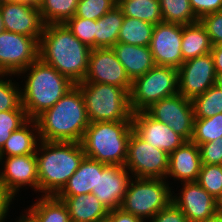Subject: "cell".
Returning <instances> with one entry per match:
<instances>
[{
  "label": "cell",
  "instance_id": "cell-42",
  "mask_svg": "<svg viewBox=\"0 0 222 222\" xmlns=\"http://www.w3.org/2000/svg\"><path fill=\"white\" fill-rule=\"evenodd\" d=\"M189 2L198 20L205 15L222 11V0H189Z\"/></svg>",
  "mask_w": 222,
  "mask_h": 222
},
{
  "label": "cell",
  "instance_id": "cell-50",
  "mask_svg": "<svg viewBox=\"0 0 222 222\" xmlns=\"http://www.w3.org/2000/svg\"><path fill=\"white\" fill-rule=\"evenodd\" d=\"M21 1L28 2L37 6L41 0H21Z\"/></svg>",
  "mask_w": 222,
  "mask_h": 222
},
{
  "label": "cell",
  "instance_id": "cell-38",
  "mask_svg": "<svg viewBox=\"0 0 222 222\" xmlns=\"http://www.w3.org/2000/svg\"><path fill=\"white\" fill-rule=\"evenodd\" d=\"M73 35L89 48H95L96 20L76 17L75 15L66 23Z\"/></svg>",
  "mask_w": 222,
  "mask_h": 222
},
{
  "label": "cell",
  "instance_id": "cell-24",
  "mask_svg": "<svg viewBox=\"0 0 222 222\" xmlns=\"http://www.w3.org/2000/svg\"><path fill=\"white\" fill-rule=\"evenodd\" d=\"M39 142L37 122L29 119L18 130L11 133V136L0 150V157L35 154Z\"/></svg>",
  "mask_w": 222,
  "mask_h": 222
},
{
  "label": "cell",
  "instance_id": "cell-2",
  "mask_svg": "<svg viewBox=\"0 0 222 222\" xmlns=\"http://www.w3.org/2000/svg\"><path fill=\"white\" fill-rule=\"evenodd\" d=\"M35 120L42 141L81 143L90 125L85 101L77 85Z\"/></svg>",
  "mask_w": 222,
  "mask_h": 222
},
{
  "label": "cell",
  "instance_id": "cell-23",
  "mask_svg": "<svg viewBox=\"0 0 222 222\" xmlns=\"http://www.w3.org/2000/svg\"><path fill=\"white\" fill-rule=\"evenodd\" d=\"M105 163L84 157L78 169L56 196H76L90 194L96 188L98 173H102Z\"/></svg>",
  "mask_w": 222,
  "mask_h": 222
},
{
  "label": "cell",
  "instance_id": "cell-21",
  "mask_svg": "<svg viewBox=\"0 0 222 222\" xmlns=\"http://www.w3.org/2000/svg\"><path fill=\"white\" fill-rule=\"evenodd\" d=\"M112 49L131 81L144 75L156 65L149 46L117 42Z\"/></svg>",
  "mask_w": 222,
  "mask_h": 222
},
{
  "label": "cell",
  "instance_id": "cell-12",
  "mask_svg": "<svg viewBox=\"0 0 222 222\" xmlns=\"http://www.w3.org/2000/svg\"><path fill=\"white\" fill-rule=\"evenodd\" d=\"M5 159V160H4ZM0 188L13 199L20 188L29 186L39 192L37 158L35 154L0 157ZM23 186V187H22Z\"/></svg>",
  "mask_w": 222,
  "mask_h": 222
},
{
  "label": "cell",
  "instance_id": "cell-25",
  "mask_svg": "<svg viewBox=\"0 0 222 222\" xmlns=\"http://www.w3.org/2000/svg\"><path fill=\"white\" fill-rule=\"evenodd\" d=\"M212 46L210 37L200 21L182 25L181 51L183 62L209 54Z\"/></svg>",
  "mask_w": 222,
  "mask_h": 222
},
{
  "label": "cell",
  "instance_id": "cell-13",
  "mask_svg": "<svg viewBox=\"0 0 222 222\" xmlns=\"http://www.w3.org/2000/svg\"><path fill=\"white\" fill-rule=\"evenodd\" d=\"M211 53L184 61L178 68L179 94L193 100L216 83Z\"/></svg>",
  "mask_w": 222,
  "mask_h": 222
},
{
  "label": "cell",
  "instance_id": "cell-36",
  "mask_svg": "<svg viewBox=\"0 0 222 222\" xmlns=\"http://www.w3.org/2000/svg\"><path fill=\"white\" fill-rule=\"evenodd\" d=\"M197 183L217 198L222 192V165H202Z\"/></svg>",
  "mask_w": 222,
  "mask_h": 222
},
{
  "label": "cell",
  "instance_id": "cell-43",
  "mask_svg": "<svg viewBox=\"0 0 222 222\" xmlns=\"http://www.w3.org/2000/svg\"><path fill=\"white\" fill-rule=\"evenodd\" d=\"M106 220L108 222H143L139 217L125 212L121 208L110 210Z\"/></svg>",
  "mask_w": 222,
  "mask_h": 222
},
{
  "label": "cell",
  "instance_id": "cell-45",
  "mask_svg": "<svg viewBox=\"0 0 222 222\" xmlns=\"http://www.w3.org/2000/svg\"><path fill=\"white\" fill-rule=\"evenodd\" d=\"M211 55L216 73H222V45L212 46Z\"/></svg>",
  "mask_w": 222,
  "mask_h": 222
},
{
  "label": "cell",
  "instance_id": "cell-27",
  "mask_svg": "<svg viewBox=\"0 0 222 222\" xmlns=\"http://www.w3.org/2000/svg\"><path fill=\"white\" fill-rule=\"evenodd\" d=\"M27 210L38 222H72L66 205L56 196L37 198Z\"/></svg>",
  "mask_w": 222,
  "mask_h": 222
},
{
  "label": "cell",
  "instance_id": "cell-33",
  "mask_svg": "<svg viewBox=\"0 0 222 222\" xmlns=\"http://www.w3.org/2000/svg\"><path fill=\"white\" fill-rule=\"evenodd\" d=\"M222 137V113L210 118L194 119L191 141L197 146Z\"/></svg>",
  "mask_w": 222,
  "mask_h": 222
},
{
  "label": "cell",
  "instance_id": "cell-35",
  "mask_svg": "<svg viewBox=\"0 0 222 222\" xmlns=\"http://www.w3.org/2000/svg\"><path fill=\"white\" fill-rule=\"evenodd\" d=\"M28 120L25 110H8L0 112V150L11 136V133L18 130Z\"/></svg>",
  "mask_w": 222,
  "mask_h": 222
},
{
  "label": "cell",
  "instance_id": "cell-18",
  "mask_svg": "<svg viewBox=\"0 0 222 222\" xmlns=\"http://www.w3.org/2000/svg\"><path fill=\"white\" fill-rule=\"evenodd\" d=\"M181 185V192L172 195V202L186 215L188 222H205L216 214L215 198L197 182Z\"/></svg>",
  "mask_w": 222,
  "mask_h": 222
},
{
  "label": "cell",
  "instance_id": "cell-11",
  "mask_svg": "<svg viewBox=\"0 0 222 222\" xmlns=\"http://www.w3.org/2000/svg\"><path fill=\"white\" fill-rule=\"evenodd\" d=\"M145 111L158 122L167 124L185 141H191L194 127L192 100L176 94L153 103Z\"/></svg>",
  "mask_w": 222,
  "mask_h": 222
},
{
  "label": "cell",
  "instance_id": "cell-1",
  "mask_svg": "<svg viewBox=\"0 0 222 222\" xmlns=\"http://www.w3.org/2000/svg\"><path fill=\"white\" fill-rule=\"evenodd\" d=\"M91 48L64 24H46L39 40V58L75 85L83 82Z\"/></svg>",
  "mask_w": 222,
  "mask_h": 222
},
{
  "label": "cell",
  "instance_id": "cell-31",
  "mask_svg": "<svg viewBox=\"0 0 222 222\" xmlns=\"http://www.w3.org/2000/svg\"><path fill=\"white\" fill-rule=\"evenodd\" d=\"M194 119L210 118L222 113V89L211 86L202 95L192 100Z\"/></svg>",
  "mask_w": 222,
  "mask_h": 222
},
{
  "label": "cell",
  "instance_id": "cell-19",
  "mask_svg": "<svg viewBox=\"0 0 222 222\" xmlns=\"http://www.w3.org/2000/svg\"><path fill=\"white\" fill-rule=\"evenodd\" d=\"M131 178L125 166L106 164L102 173H98L96 188H93L91 193L109 211L120 208Z\"/></svg>",
  "mask_w": 222,
  "mask_h": 222
},
{
  "label": "cell",
  "instance_id": "cell-10",
  "mask_svg": "<svg viewBox=\"0 0 222 222\" xmlns=\"http://www.w3.org/2000/svg\"><path fill=\"white\" fill-rule=\"evenodd\" d=\"M39 58V40L9 31L0 33V74L18 75Z\"/></svg>",
  "mask_w": 222,
  "mask_h": 222
},
{
  "label": "cell",
  "instance_id": "cell-46",
  "mask_svg": "<svg viewBox=\"0 0 222 222\" xmlns=\"http://www.w3.org/2000/svg\"><path fill=\"white\" fill-rule=\"evenodd\" d=\"M25 214L20 215L16 222H38L37 219L26 209Z\"/></svg>",
  "mask_w": 222,
  "mask_h": 222
},
{
  "label": "cell",
  "instance_id": "cell-28",
  "mask_svg": "<svg viewBox=\"0 0 222 222\" xmlns=\"http://www.w3.org/2000/svg\"><path fill=\"white\" fill-rule=\"evenodd\" d=\"M126 17L137 18L153 25L163 22L159 0H117Z\"/></svg>",
  "mask_w": 222,
  "mask_h": 222
},
{
  "label": "cell",
  "instance_id": "cell-9",
  "mask_svg": "<svg viewBox=\"0 0 222 222\" xmlns=\"http://www.w3.org/2000/svg\"><path fill=\"white\" fill-rule=\"evenodd\" d=\"M169 155L149 145L132 131L125 167L134 178L166 179Z\"/></svg>",
  "mask_w": 222,
  "mask_h": 222
},
{
  "label": "cell",
  "instance_id": "cell-7",
  "mask_svg": "<svg viewBox=\"0 0 222 222\" xmlns=\"http://www.w3.org/2000/svg\"><path fill=\"white\" fill-rule=\"evenodd\" d=\"M166 179L131 178L120 208L143 222L153 218L172 202L170 183ZM173 192V193H172Z\"/></svg>",
  "mask_w": 222,
  "mask_h": 222
},
{
  "label": "cell",
  "instance_id": "cell-32",
  "mask_svg": "<svg viewBox=\"0 0 222 222\" xmlns=\"http://www.w3.org/2000/svg\"><path fill=\"white\" fill-rule=\"evenodd\" d=\"M163 22L182 25L198 22L189 0H159Z\"/></svg>",
  "mask_w": 222,
  "mask_h": 222
},
{
  "label": "cell",
  "instance_id": "cell-48",
  "mask_svg": "<svg viewBox=\"0 0 222 222\" xmlns=\"http://www.w3.org/2000/svg\"><path fill=\"white\" fill-rule=\"evenodd\" d=\"M205 222H222V216L215 214L211 218H208Z\"/></svg>",
  "mask_w": 222,
  "mask_h": 222
},
{
  "label": "cell",
  "instance_id": "cell-16",
  "mask_svg": "<svg viewBox=\"0 0 222 222\" xmlns=\"http://www.w3.org/2000/svg\"><path fill=\"white\" fill-rule=\"evenodd\" d=\"M0 13L5 31L40 40L45 24L36 5L23 1L1 3Z\"/></svg>",
  "mask_w": 222,
  "mask_h": 222
},
{
  "label": "cell",
  "instance_id": "cell-15",
  "mask_svg": "<svg viewBox=\"0 0 222 222\" xmlns=\"http://www.w3.org/2000/svg\"><path fill=\"white\" fill-rule=\"evenodd\" d=\"M181 42L182 24L157 23L149 45L155 64L178 69L183 63Z\"/></svg>",
  "mask_w": 222,
  "mask_h": 222
},
{
  "label": "cell",
  "instance_id": "cell-22",
  "mask_svg": "<svg viewBox=\"0 0 222 222\" xmlns=\"http://www.w3.org/2000/svg\"><path fill=\"white\" fill-rule=\"evenodd\" d=\"M66 205L72 222H101L109 210L92 193L76 196H56Z\"/></svg>",
  "mask_w": 222,
  "mask_h": 222
},
{
  "label": "cell",
  "instance_id": "cell-8",
  "mask_svg": "<svg viewBox=\"0 0 222 222\" xmlns=\"http://www.w3.org/2000/svg\"><path fill=\"white\" fill-rule=\"evenodd\" d=\"M179 94L178 69L155 65L132 81L130 107L132 112L145 111L153 103Z\"/></svg>",
  "mask_w": 222,
  "mask_h": 222
},
{
  "label": "cell",
  "instance_id": "cell-29",
  "mask_svg": "<svg viewBox=\"0 0 222 222\" xmlns=\"http://www.w3.org/2000/svg\"><path fill=\"white\" fill-rule=\"evenodd\" d=\"M154 26L155 25L149 22L124 16L117 42L138 46H149Z\"/></svg>",
  "mask_w": 222,
  "mask_h": 222
},
{
  "label": "cell",
  "instance_id": "cell-17",
  "mask_svg": "<svg viewBox=\"0 0 222 222\" xmlns=\"http://www.w3.org/2000/svg\"><path fill=\"white\" fill-rule=\"evenodd\" d=\"M132 126L133 131L141 139L149 145L165 151L168 155L186 142L167 124L158 122L146 111H137L132 114Z\"/></svg>",
  "mask_w": 222,
  "mask_h": 222
},
{
  "label": "cell",
  "instance_id": "cell-3",
  "mask_svg": "<svg viewBox=\"0 0 222 222\" xmlns=\"http://www.w3.org/2000/svg\"><path fill=\"white\" fill-rule=\"evenodd\" d=\"M84 157L81 143L40 140L36 149L39 192L43 196H56Z\"/></svg>",
  "mask_w": 222,
  "mask_h": 222
},
{
  "label": "cell",
  "instance_id": "cell-6",
  "mask_svg": "<svg viewBox=\"0 0 222 222\" xmlns=\"http://www.w3.org/2000/svg\"><path fill=\"white\" fill-rule=\"evenodd\" d=\"M76 85L83 95L90 123L132 121L130 97L124 88L84 81Z\"/></svg>",
  "mask_w": 222,
  "mask_h": 222
},
{
  "label": "cell",
  "instance_id": "cell-52",
  "mask_svg": "<svg viewBox=\"0 0 222 222\" xmlns=\"http://www.w3.org/2000/svg\"><path fill=\"white\" fill-rule=\"evenodd\" d=\"M21 0H2V3H8V2H17Z\"/></svg>",
  "mask_w": 222,
  "mask_h": 222
},
{
  "label": "cell",
  "instance_id": "cell-30",
  "mask_svg": "<svg viewBox=\"0 0 222 222\" xmlns=\"http://www.w3.org/2000/svg\"><path fill=\"white\" fill-rule=\"evenodd\" d=\"M79 0H41L37 5L43 23L64 24L71 19Z\"/></svg>",
  "mask_w": 222,
  "mask_h": 222
},
{
  "label": "cell",
  "instance_id": "cell-37",
  "mask_svg": "<svg viewBox=\"0 0 222 222\" xmlns=\"http://www.w3.org/2000/svg\"><path fill=\"white\" fill-rule=\"evenodd\" d=\"M117 5V0H79L75 16L98 20Z\"/></svg>",
  "mask_w": 222,
  "mask_h": 222
},
{
  "label": "cell",
  "instance_id": "cell-4",
  "mask_svg": "<svg viewBox=\"0 0 222 222\" xmlns=\"http://www.w3.org/2000/svg\"><path fill=\"white\" fill-rule=\"evenodd\" d=\"M19 75H24L22 78L26 79L23 89L21 88V103L28 119L32 120L50 109L75 85L40 58L17 76Z\"/></svg>",
  "mask_w": 222,
  "mask_h": 222
},
{
  "label": "cell",
  "instance_id": "cell-5",
  "mask_svg": "<svg viewBox=\"0 0 222 222\" xmlns=\"http://www.w3.org/2000/svg\"><path fill=\"white\" fill-rule=\"evenodd\" d=\"M132 131V121L90 123L81 141L85 157L107 165L124 166Z\"/></svg>",
  "mask_w": 222,
  "mask_h": 222
},
{
  "label": "cell",
  "instance_id": "cell-40",
  "mask_svg": "<svg viewBox=\"0 0 222 222\" xmlns=\"http://www.w3.org/2000/svg\"><path fill=\"white\" fill-rule=\"evenodd\" d=\"M202 165H222V137L198 146Z\"/></svg>",
  "mask_w": 222,
  "mask_h": 222
},
{
  "label": "cell",
  "instance_id": "cell-39",
  "mask_svg": "<svg viewBox=\"0 0 222 222\" xmlns=\"http://www.w3.org/2000/svg\"><path fill=\"white\" fill-rule=\"evenodd\" d=\"M213 46L222 45V11L205 15L199 19Z\"/></svg>",
  "mask_w": 222,
  "mask_h": 222
},
{
  "label": "cell",
  "instance_id": "cell-14",
  "mask_svg": "<svg viewBox=\"0 0 222 222\" xmlns=\"http://www.w3.org/2000/svg\"><path fill=\"white\" fill-rule=\"evenodd\" d=\"M84 82L110 84L131 91L132 81L112 48L91 50Z\"/></svg>",
  "mask_w": 222,
  "mask_h": 222
},
{
  "label": "cell",
  "instance_id": "cell-44",
  "mask_svg": "<svg viewBox=\"0 0 222 222\" xmlns=\"http://www.w3.org/2000/svg\"><path fill=\"white\" fill-rule=\"evenodd\" d=\"M13 200L7 192L0 188V222H5Z\"/></svg>",
  "mask_w": 222,
  "mask_h": 222
},
{
  "label": "cell",
  "instance_id": "cell-47",
  "mask_svg": "<svg viewBox=\"0 0 222 222\" xmlns=\"http://www.w3.org/2000/svg\"><path fill=\"white\" fill-rule=\"evenodd\" d=\"M215 202H216V214L222 216V192L217 198H215Z\"/></svg>",
  "mask_w": 222,
  "mask_h": 222
},
{
  "label": "cell",
  "instance_id": "cell-26",
  "mask_svg": "<svg viewBox=\"0 0 222 222\" xmlns=\"http://www.w3.org/2000/svg\"><path fill=\"white\" fill-rule=\"evenodd\" d=\"M123 21L124 15L117 5L96 20L95 48H112L117 43Z\"/></svg>",
  "mask_w": 222,
  "mask_h": 222
},
{
  "label": "cell",
  "instance_id": "cell-34",
  "mask_svg": "<svg viewBox=\"0 0 222 222\" xmlns=\"http://www.w3.org/2000/svg\"><path fill=\"white\" fill-rule=\"evenodd\" d=\"M11 74H0V112L8 110H25L21 103V87L12 82ZM6 77V78H5Z\"/></svg>",
  "mask_w": 222,
  "mask_h": 222
},
{
  "label": "cell",
  "instance_id": "cell-51",
  "mask_svg": "<svg viewBox=\"0 0 222 222\" xmlns=\"http://www.w3.org/2000/svg\"><path fill=\"white\" fill-rule=\"evenodd\" d=\"M4 30H5V28H4V23H3L2 16H1V13H0V33H1L2 31H4Z\"/></svg>",
  "mask_w": 222,
  "mask_h": 222
},
{
  "label": "cell",
  "instance_id": "cell-20",
  "mask_svg": "<svg viewBox=\"0 0 222 222\" xmlns=\"http://www.w3.org/2000/svg\"><path fill=\"white\" fill-rule=\"evenodd\" d=\"M202 161L199 147L192 141L184 142L169 155L167 178L183 182H197Z\"/></svg>",
  "mask_w": 222,
  "mask_h": 222
},
{
  "label": "cell",
  "instance_id": "cell-49",
  "mask_svg": "<svg viewBox=\"0 0 222 222\" xmlns=\"http://www.w3.org/2000/svg\"><path fill=\"white\" fill-rule=\"evenodd\" d=\"M216 83L215 85H217L219 88L222 89V73H216Z\"/></svg>",
  "mask_w": 222,
  "mask_h": 222
},
{
  "label": "cell",
  "instance_id": "cell-41",
  "mask_svg": "<svg viewBox=\"0 0 222 222\" xmlns=\"http://www.w3.org/2000/svg\"><path fill=\"white\" fill-rule=\"evenodd\" d=\"M149 222H188V219L186 215L171 202L166 208H163L151 218Z\"/></svg>",
  "mask_w": 222,
  "mask_h": 222
}]
</instances>
